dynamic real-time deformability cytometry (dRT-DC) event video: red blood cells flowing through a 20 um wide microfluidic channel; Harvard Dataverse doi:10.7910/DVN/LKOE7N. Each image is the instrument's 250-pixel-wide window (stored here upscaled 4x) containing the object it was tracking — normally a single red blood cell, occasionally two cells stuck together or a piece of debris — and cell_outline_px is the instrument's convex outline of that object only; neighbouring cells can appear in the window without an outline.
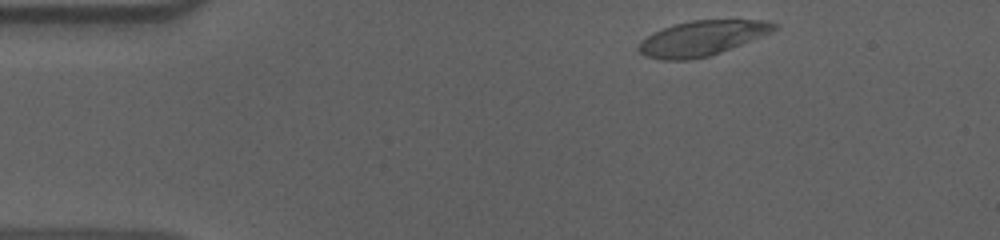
{"species": "human", "species_latin": "Homo sapiens", "temperature_condition": "cold", "stored_images_in_passage": 50, "camera_frame_rate_fps": 3000, "um_per_image_px": 0.085, "donor": {"sex": "male"}, "frame": {"image": 1, "passage_image": 2, "time_ms": 0.333, "image_size_px": [1000, 240], "cell_outline_px": [[776, 28], [760, 36], [720, 52], [708, 56], [688, 60], [660, 60], [644, 56], [636, 48], [640, 40], [664, 28], [676, 24], [692, 20], [768, 20], [776, 24]], "centroid_in_image_um": [59.59, 3.26], "position_along_channel_um": 25.4, "area_um2": 27.11}}
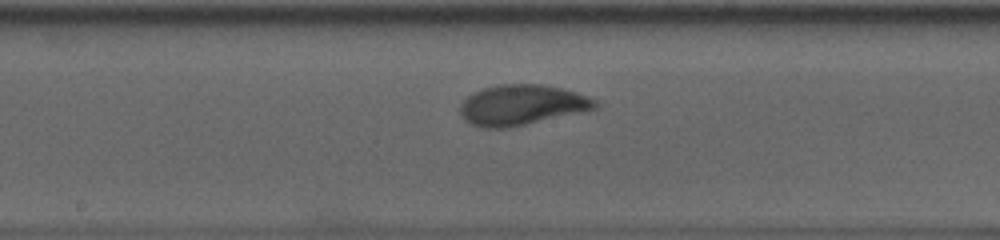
{"frame": {"image": 2, "passage_image": 23, "time_ms": 7.333, "image_size_px": [1000, 240], "cell_outline_px": [[600, 104], [596, 108], [584, 112], [508, 128], [480, 128], [468, 124], [460, 116], [460, 104], [472, 92], [484, 88], [500, 84], [540, 84], [560, 88], [576, 92], [600, 100]], "centroid_in_image_um": [44.35, 8.94], "position_along_channel_um": 203.8, "area_um2": 32.25}}
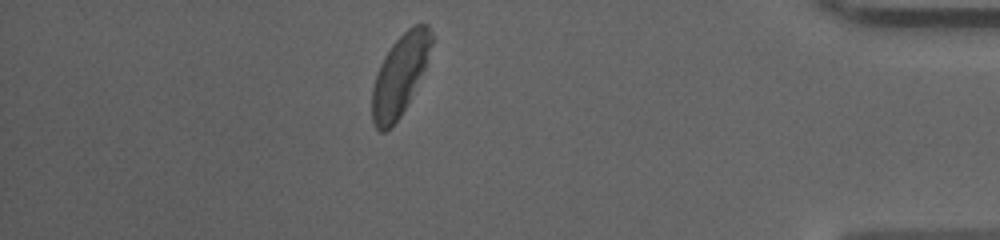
{"frame": {"image": 3, "passage_image": 43, "time_ms": 14.0, "image_size_px": [1000, 240], "cell_outline_px": [[432, 44], [424, 68], [400, 116], [384, 132], [380, 132], [376, 128], [372, 120], [372, 88], [376, 72], [384, 56], [392, 44], [408, 28], [416, 24], [428, 24], [432, 36]], "centroid_in_image_um": [33.96, 6.36], "position_along_channel_um": 401.2, "area_um2": 27.17}, "authors_computed_cell_mechanics": {"area_um2": 29.6514, "velocity_mm_per_s": 3.5817, "shape_relaxation_time_tau1_ms": 4.6687, "shape_relaxation_time_tau2_ms": 1.0055, "deformation_change_tau1": 0.1865, "deformation_change_tau2": 0.0548}}